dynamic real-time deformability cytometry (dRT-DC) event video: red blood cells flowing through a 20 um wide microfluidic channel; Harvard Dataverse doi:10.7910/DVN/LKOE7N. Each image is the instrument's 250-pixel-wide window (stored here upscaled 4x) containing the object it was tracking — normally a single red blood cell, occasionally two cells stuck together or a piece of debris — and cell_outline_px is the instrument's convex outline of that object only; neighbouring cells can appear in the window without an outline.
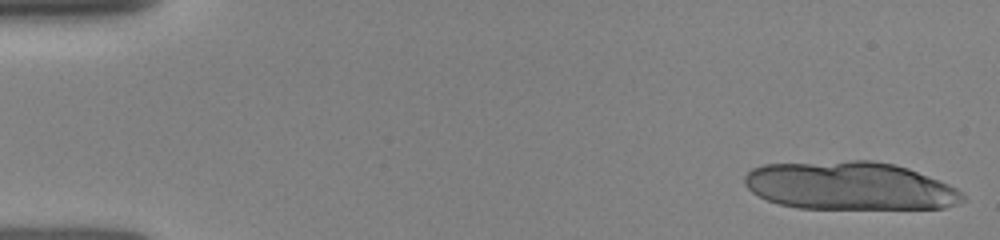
{"species": "human", "species_latin": "Homo sapiens", "temperature_condition": "room temperature", "stored_images_in_passage": 22, "camera_frame_rate_fps": 3000, "um_per_image_px": 0.085, "donor": {"sex": "female"}, "frame": {"image": 1, "passage_image": 1, "time_ms": 0.0, "image_size_px": [1000, 240], "cell_outline_px": [[968, 200], [944, 208], [800, 208], [780, 204], [768, 200], [752, 192], [744, 184], [744, 176], [752, 168], [764, 164], [852, 160], [872, 160], [896, 164], [908, 168], [948, 184], [956, 188]], "centroid_in_image_um": [72.23, 15.79], "position_along_channel_um": 12.8, "area_um2": 61.21}}
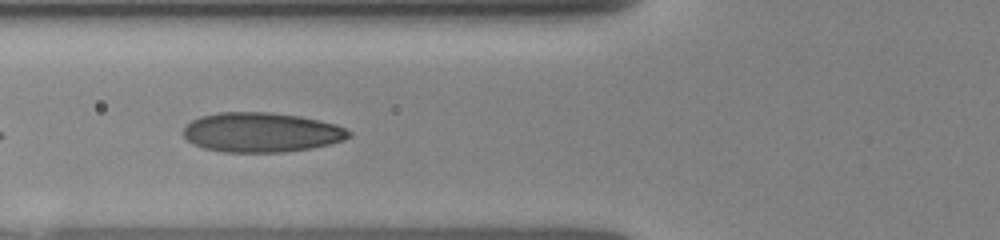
{"frame": {"image": 2, "passage_image": 11, "time_ms": 5.667, "image_size_px": [1000, 240], "cell_outline_px": [[352, 136], [344, 140], [312, 148], [284, 152], [224, 152], [204, 148], [192, 144], [184, 136], [184, 128], [192, 120], [200, 116], [220, 112], [268, 112], [300, 116], [320, 120], [336, 124], [352, 132]], "centroid_in_image_um": [22.23, 11.25], "position_along_channel_um": 103.6, "area_um2": 38.32}}
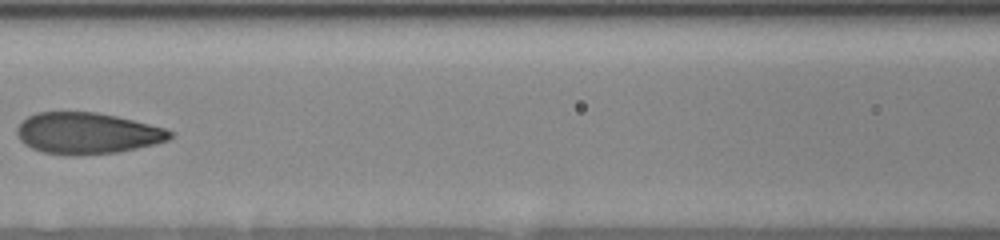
{"frame": {"image": 3, "passage_image": 13, "time_ms": 7.0, "image_size_px": [1000, 240], "cell_outline_px": [[172, 136], [168, 140], [136, 148], [116, 152], [72, 156], [68, 156], [44, 152], [32, 148], [24, 144], [20, 140], [16, 132], [16, 128], [28, 116], [36, 112], [96, 112], [116, 116], [164, 128], [172, 132]], "centroid_in_image_um": [7.36, 11.33], "position_along_channel_um": 159.2, "area_um2": 36.59}}